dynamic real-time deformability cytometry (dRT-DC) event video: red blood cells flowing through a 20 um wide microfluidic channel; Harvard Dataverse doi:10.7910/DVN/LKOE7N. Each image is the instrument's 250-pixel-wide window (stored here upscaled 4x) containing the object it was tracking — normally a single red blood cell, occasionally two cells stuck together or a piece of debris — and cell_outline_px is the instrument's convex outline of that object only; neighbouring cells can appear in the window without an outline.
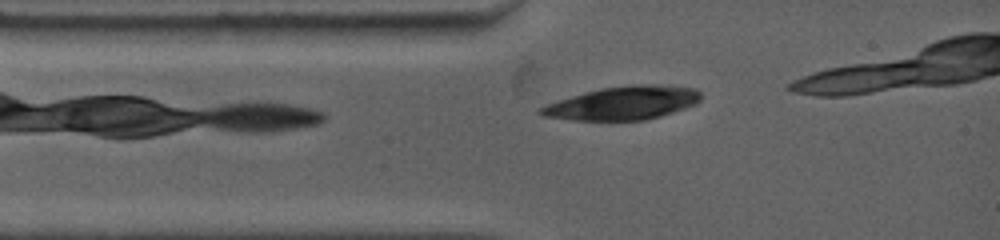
{"species": "common noctule bat (a hibernating species)", "species_latin": "Nyctalus noctula", "temperature_condition": "warm", "stored_images_in_passage": 3, "camera_frame_rate_fps": 4500, "um_per_image_px": 0.085, "animal": {"sex": "female", "body_mass_g": 19.0, "forearm_length_mm": 53.3}, "frame": {"image": 1, "passage_image": 3, "time_ms": 0.889, "image_size_px": [1000, 240], "cell_outline_px": [[700, 100], [696, 104], [660, 116], [644, 120], [572, 120], [544, 116], [536, 112], [536, 108], [556, 100], [584, 92], [600, 88], [632, 84], [672, 84], [696, 88], [700, 92]], "centroid_in_image_um": [52.94, 8.74], "position_along_channel_um": 32.1, "area_um2": 31.56}}